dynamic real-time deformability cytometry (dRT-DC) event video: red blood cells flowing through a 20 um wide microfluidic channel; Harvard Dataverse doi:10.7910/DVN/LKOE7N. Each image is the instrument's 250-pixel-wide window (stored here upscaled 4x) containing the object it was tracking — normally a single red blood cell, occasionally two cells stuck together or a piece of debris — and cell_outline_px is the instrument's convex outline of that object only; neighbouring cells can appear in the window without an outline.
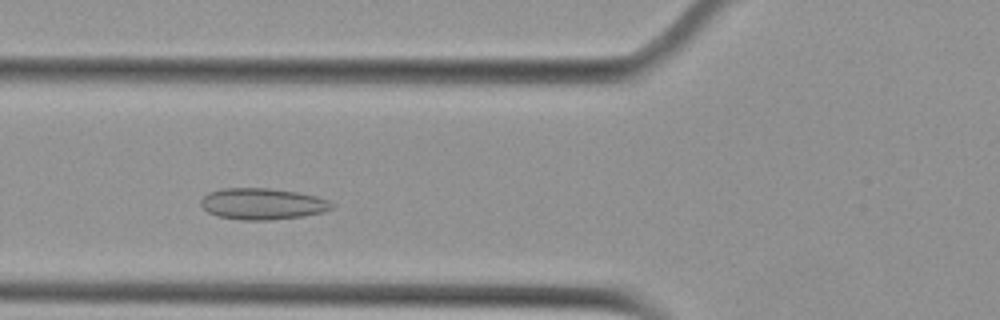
{"species": "Egyptian fruit bat (a non-hibernating species)", "species_latin": "Rousettus aegyptiacus", "temperature_condition": "cold", "stored_images_in_passage": 42, "camera_frame_rate_fps": 3000, "um_per_image_px": 0.085, "animal": {"sex": "female"}, "frame": {"image": 1, "passage_image": 7, "time_ms": 2.0, "image_size_px": [1000, 320], "cell_outline_px": [[336, 204], [332, 208], [324, 212], [304, 216], [268, 220], [244, 220], [216, 216], [208, 212], [200, 204], [200, 200], [208, 192], [224, 188], [268, 188], [296, 192], [316, 196], [328, 200]], "centroid_in_image_um": [22.31, 17.33], "position_along_channel_um": 103.5, "area_um2": 23.99}}
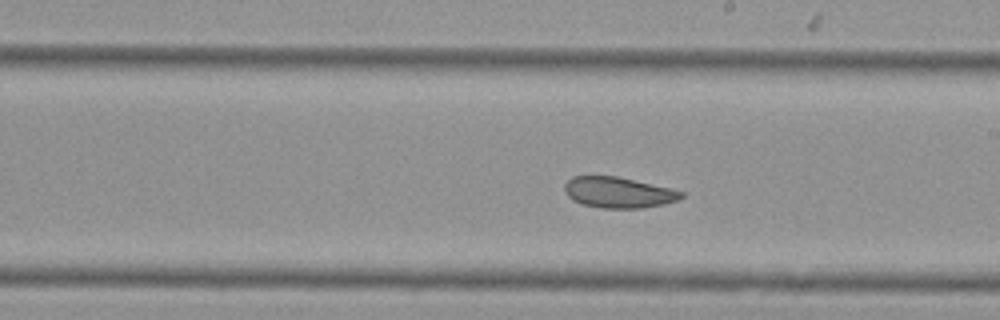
{"frame": {"image": 2, "passage_image": 18, "time_ms": 5.667, "image_size_px": [1000, 320], "cell_outline_px": [[684, 196], [680, 200], [664, 204], [640, 208], [600, 208], [580, 204], [572, 200], [564, 192], [564, 184], [572, 176], [616, 176], [668, 188], [684, 192]], "centroid_in_image_um": [52.53, 16.37], "position_along_channel_um": 236.5, "area_um2": 20.98}}
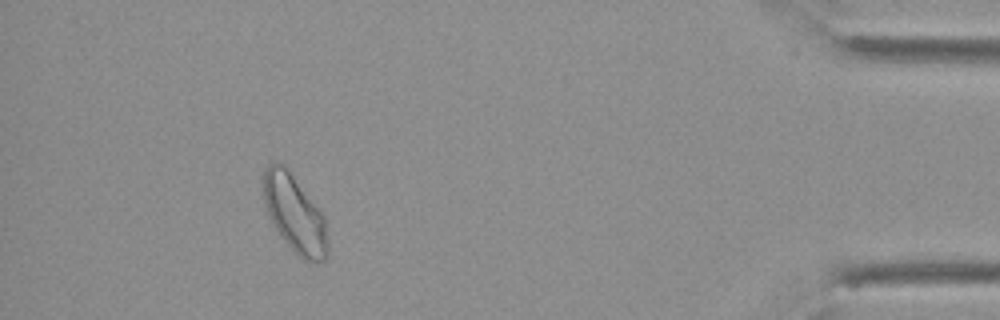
{"frame": {"image": 3, "passage_image": 37, "time_ms": 12.0, "image_size_px": [1000, 320], "cell_outline_px": [[328, 256], [324, 260], [300, 260], [280, 236], [268, 216], [264, 204], [260, 180], [264, 168], [268, 164], [276, 160], [292, 176], [324, 216], [328, 232]], "centroid_in_image_um": [25.0, 18.19], "position_along_channel_um": 410.2, "area_um2": 29.19}, "authors_computed_cell_mechanics": {"area_um2": 23.0911, "velocity_mm_per_s": 3.638, "shape_relaxation_time_tau1_ms": null, "shape_relaxation_time_tau2_ms": 2.5739, "deformation_change_tau1": null, "deformation_change_tau2": 0.0696}}